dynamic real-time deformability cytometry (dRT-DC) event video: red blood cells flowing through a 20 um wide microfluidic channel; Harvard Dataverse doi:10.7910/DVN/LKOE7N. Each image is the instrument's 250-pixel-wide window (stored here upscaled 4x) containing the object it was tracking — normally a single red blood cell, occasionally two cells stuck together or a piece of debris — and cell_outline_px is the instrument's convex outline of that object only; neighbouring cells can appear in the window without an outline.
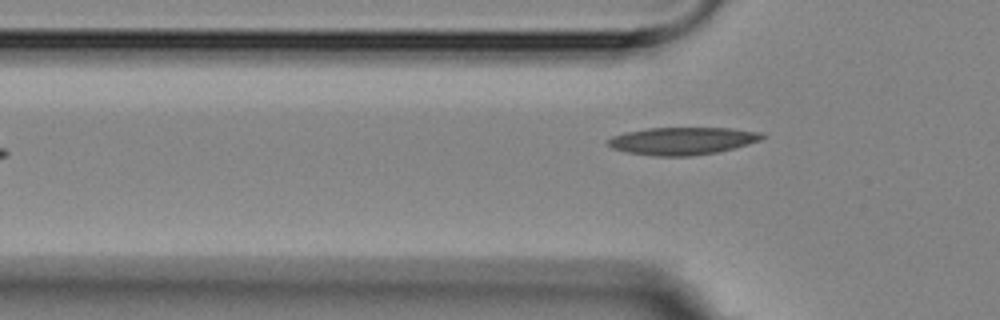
{"species": "Egyptian fruit bat (a non-hibernating species)", "species_latin": "Rousettus aegyptiacus", "temperature_condition": "room temperature", "stored_images_in_passage": 6, "camera_frame_rate_fps": 3000, "um_per_image_px": 0.085, "animal": {"sex": "female"}, "frame": {"image": 1, "passage_image": 5, "time_ms": 6.333, "image_size_px": [1000, 320], "cell_outline_px": [[768, 136], [760, 140], [748, 144], [716, 152], [692, 156], [656, 156], [628, 152], [612, 148], [608, 144], [608, 140], [612, 136], [624, 132], [648, 128], [732, 128], [760, 132]], "centroid_in_image_um": [58.01, 11.97], "position_along_channel_um": 67.8, "area_um2": 24.62}}
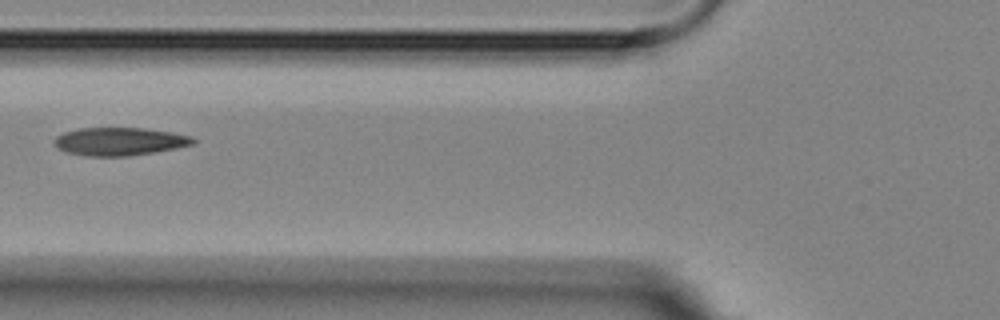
{"frame": {"image": 2, "passage_image": 6, "time_ms": 7.667, "image_size_px": [1000, 320], "cell_outline_px": [[196, 144], [156, 152], [128, 156], [88, 156], [68, 152], [56, 148], [52, 144], [52, 140], [56, 136], [64, 132], [76, 128], [144, 128], [172, 132], [192, 136], [196, 140]], "centroid_in_image_um": [10.15, 12.02], "position_along_channel_um": 115.6, "area_um2": 22.95}}